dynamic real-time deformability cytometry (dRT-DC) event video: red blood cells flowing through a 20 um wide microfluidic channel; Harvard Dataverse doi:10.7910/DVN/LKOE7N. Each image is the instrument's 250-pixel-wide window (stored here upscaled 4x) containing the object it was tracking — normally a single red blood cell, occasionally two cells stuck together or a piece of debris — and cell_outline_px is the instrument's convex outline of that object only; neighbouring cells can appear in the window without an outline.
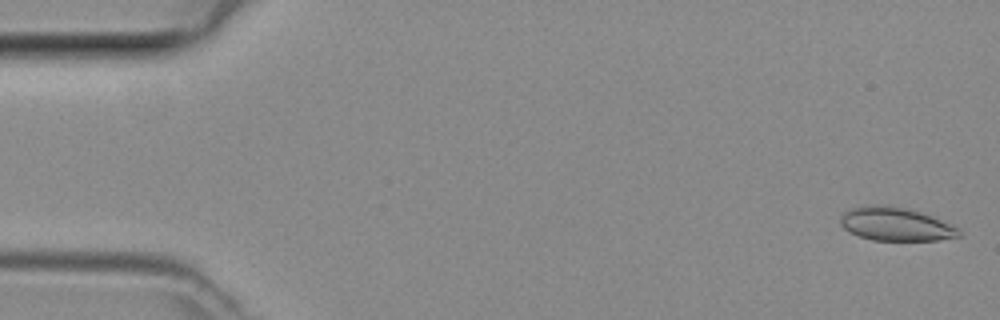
{"species": "common noctule bat (a hibernating species)", "species_latin": "Nyctalus noctula", "temperature_condition": "room temperature", "stored_images_in_passage": 14, "camera_frame_rate_fps": 3000, "um_per_image_px": 0.085, "animal": {"sex": "female", "body_mass_g": 29.2, "forearm_length_mm": 56.3}, "frame": {"image": 1, "passage_image": 1, "time_ms": 0.0, "image_size_px": [1000, 320], "cell_outline_px": [[960, 236], [940, 240], [872, 240], [848, 232], [840, 224], [840, 216], [848, 208], [872, 204], [888, 204], [920, 212], [932, 216], [952, 224], [960, 228]], "centroid_in_image_um": [76.11, 19.04], "position_along_channel_um": 8.9, "area_um2": 23.35}}
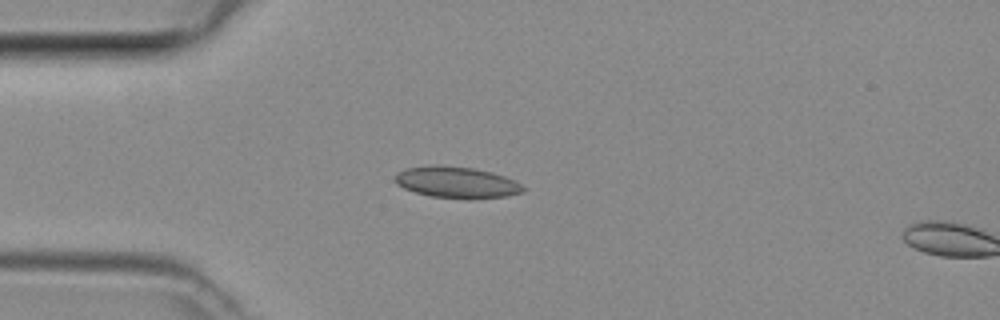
{"frame": {"image": 2, "passage_image": 12, "time_ms": 3.667, "image_size_px": [1000, 320], "cell_outline_px": [[524, 192], [508, 196], [472, 200], [468, 200], [432, 196], [416, 192], [404, 188], [396, 184], [396, 172], [404, 168], [432, 164], [440, 164], [472, 168], [492, 172], [504, 176], [520, 184], [524, 188]], "centroid_in_image_um": [38.8, 15.5], "position_along_channel_um": 46.2, "area_um2": 23.76}}